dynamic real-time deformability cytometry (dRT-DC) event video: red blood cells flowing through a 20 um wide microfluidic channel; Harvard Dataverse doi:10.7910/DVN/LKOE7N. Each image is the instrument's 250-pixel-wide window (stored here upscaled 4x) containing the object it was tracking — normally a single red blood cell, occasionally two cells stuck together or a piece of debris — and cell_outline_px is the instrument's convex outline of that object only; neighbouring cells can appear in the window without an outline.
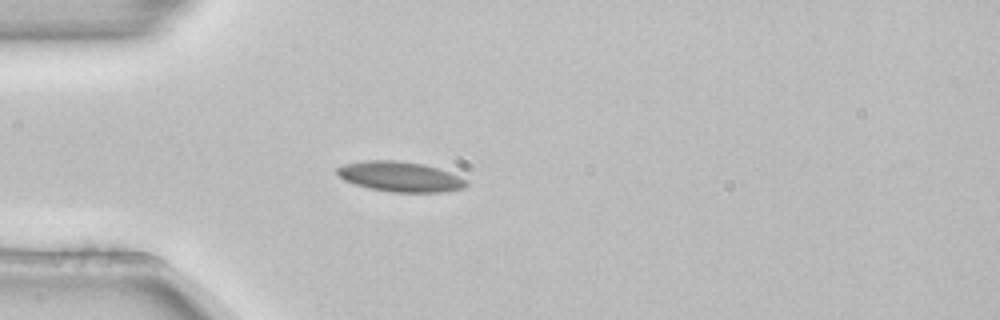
{"species": "common noctule bat (a hibernating species)", "species_latin": "Nyctalus noctula", "temperature_condition": "room temperature", "stored_images_in_passage": 4, "camera_frame_rate_fps": 3000, "um_per_image_px": 0.085, "animal": {"sex": "female", "body_mass_g": 22.7, "forearm_length_mm": 54.2}, "frame": {"image": 1, "passage_image": 4, "time_ms": 1.0, "image_size_px": [1000, 320], "cell_outline_px": [[468, 184], [464, 188], [440, 192], [392, 192], [368, 188], [344, 180], [336, 172], [336, 168], [344, 164], [364, 160], [396, 160], [424, 164], [448, 172], [464, 180]], "centroid_in_image_um": [33.95, 15.01], "position_along_channel_um": 51.0, "area_um2": 22.43}}